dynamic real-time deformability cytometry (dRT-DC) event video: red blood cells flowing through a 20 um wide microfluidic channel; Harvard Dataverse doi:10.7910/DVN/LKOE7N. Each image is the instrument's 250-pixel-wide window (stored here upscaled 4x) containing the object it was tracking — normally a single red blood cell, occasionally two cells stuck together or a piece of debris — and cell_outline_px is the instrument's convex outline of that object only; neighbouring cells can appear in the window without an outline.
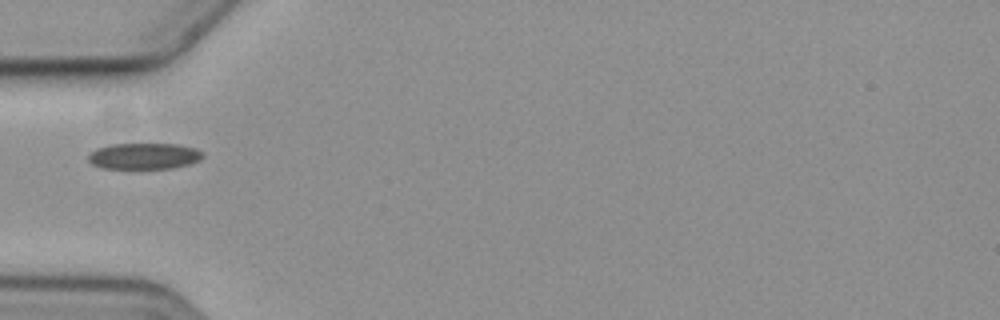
{"species": "common noctule bat (a hibernating species)", "species_latin": "Nyctalus noctula", "temperature_condition": "cold", "stored_images_in_passage": 2, "camera_frame_rate_fps": 3000, "um_per_image_px": 0.085, "animal": {"sex": "female", "body_mass_g": 19.3, "forearm_length_mm": 54.1}, "frame": {"image": 1, "passage_image": 2, "time_ms": 1.667, "image_size_px": [1000, 320], "cell_outline_px": [[204, 156], [200, 160], [188, 164], [172, 168], [100, 168], [92, 164], [88, 160], [88, 156], [96, 148], [108, 144], [176, 144], [196, 148], [204, 152]], "centroid_in_image_um": [12.25, 13.26], "position_along_channel_um": 72.7, "area_um2": 17.51}}